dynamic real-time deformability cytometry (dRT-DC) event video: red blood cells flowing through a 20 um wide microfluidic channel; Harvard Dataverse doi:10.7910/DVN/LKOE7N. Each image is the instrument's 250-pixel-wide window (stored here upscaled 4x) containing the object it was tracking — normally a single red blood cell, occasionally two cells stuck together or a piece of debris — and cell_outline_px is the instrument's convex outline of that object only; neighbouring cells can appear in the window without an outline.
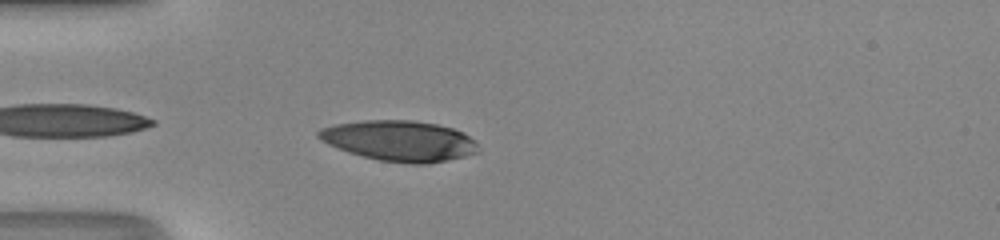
{"species": "human", "species_latin": "Homo sapiens", "temperature_condition": "room temperature", "stored_images_in_passage": 34, "camera_frame_rate_fps": 3000, "um_per_image_px": 0.085, "donor": {"sex": "male"}, "frame": {"image": 1, "passage_image": 2, "time_ms": 0.333, "image_size_px": [1000, 240], "cell_outline_px": [[480, 152], [464, 156], [428, 164], [412, 164], [380, 160], [348, 152], [328, 144], [320, 140], [316, 136], [316, 132], [320, 128], [336, 124], [364, 120], [412, 120], [436, 124], [452, 128], [476, 140], [480, 148]], "centroid_in_image_um": [33.95, 11.97], "position_along_channel_um": 51.0, "area_um2": 37.74}}
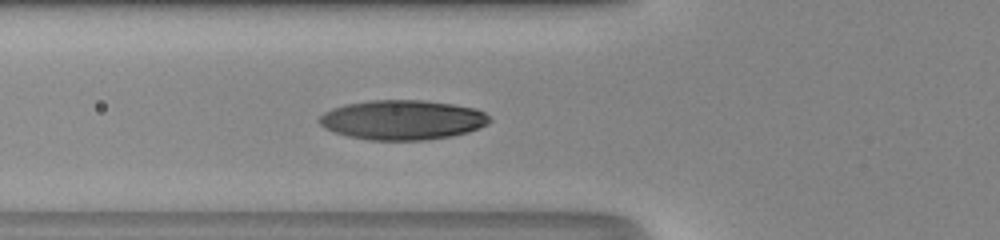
{"frame": {"image": 2, "passage_image": 6, "time_ms": 1.667, "image_size_px": [1000, 240], "cell_outline_px": [[492, 120], [488, 124], [480, 128], [468, 132], [452, 136], [424, 140], [368, 140], [348, 136], [332, 132], [324, 128], [316, 120], [324, 112], [332, 108], [344, 104], [372, 100], [420, 100], [452, 104], [476, 108], [484, 112]], "centroid_in_image_um": [34.19, 10.19], "position_along_channel_um": 91.6, "area_um2": 39.65}}
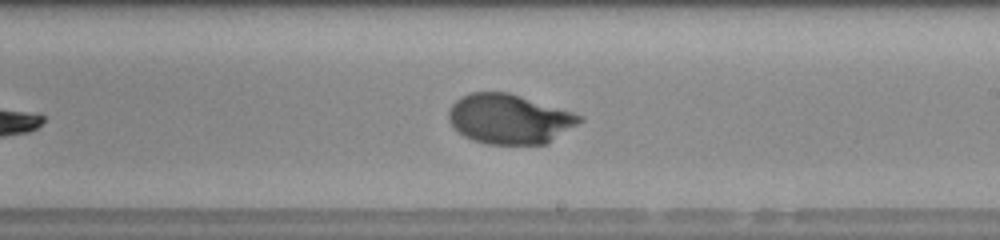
{"frame": {"image": 3, "passage_image": 17, "time_ms": 5.333, "image_size_px": [1000, 240], "cell_outline_px": [[584, 120], [548, 144], [488, 144], [472, 140], [464, 136], [448, 120], [448, 112], [452, 104], [460, 96], [468, 92], [508, 92], [572, 112], [584, 116]], "centroid_in_image_um": [43.3, 10.11], "position_along_channel_um": 245.7, "area_um2": 37.97}, "authors_computed_cell_mechanics": {"area_um2": 37.9168, "velocity_mm_per_s": 4.2059, "shape_relaxation_time_tau1_ms": 2.8374, "shape_relaxation_time_tau2_ms": null, "deformation_change_tau1": 0.2102, "deformation_change_tau2": null}}